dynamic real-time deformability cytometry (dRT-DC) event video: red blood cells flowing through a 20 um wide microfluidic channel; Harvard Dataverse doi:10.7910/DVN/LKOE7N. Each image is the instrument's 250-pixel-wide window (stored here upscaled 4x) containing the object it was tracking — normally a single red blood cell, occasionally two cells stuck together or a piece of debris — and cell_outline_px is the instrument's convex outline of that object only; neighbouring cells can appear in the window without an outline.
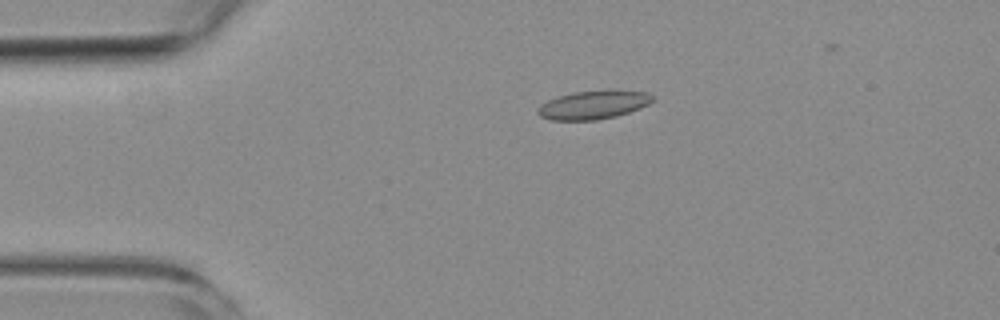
{"species": "common noctule bat (a hibernating species)", "species_latin": "Nyctalus noctula", "temperature_condition": "room temperature", "stored_images_in_passage": 4, "segment_of_instrument_passage": [1, 2], "camera_frame_rate_fps": 3000, "um_per_image_px": 0.085, "animal": {"sex": "female", "body_mass_g": 19.3, "forearm_length_mm": 54.1}, "frame": {"image": 1, "passage_image": 1, "time_ms": 0.0, "image_size_px": [1000, 320], "cell_outline_px": [[652, 100], [648, 104], [640, 108], [616, 116], [596, 120], [552, 120], [540, 116], [536, 112], [540, 104], [556, 96], [572, 92], [648, 92], [652, 96]], "centroid_in_image_um": [50.34, 8.95], "position_along_channel_um": 34.7, "area_um2": 18.44}}